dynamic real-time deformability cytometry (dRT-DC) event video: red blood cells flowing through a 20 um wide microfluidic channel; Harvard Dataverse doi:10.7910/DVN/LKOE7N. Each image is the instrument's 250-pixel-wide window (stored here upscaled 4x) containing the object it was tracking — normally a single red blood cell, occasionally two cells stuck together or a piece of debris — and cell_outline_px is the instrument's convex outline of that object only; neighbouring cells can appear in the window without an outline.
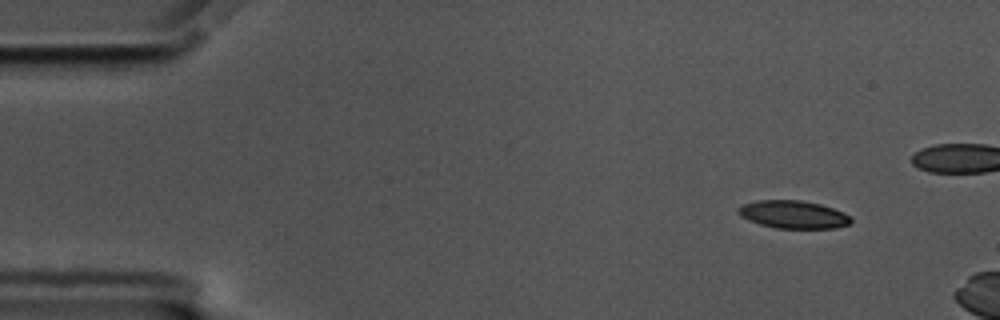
{"species": "common noctule bat (a hibernating species)", "species_latin": "Nyctalus noctula", "temperature_condition": "cold", "stored_images_in_passage": 6, "camera_frame_rate_fps": 3000, "um_per_image_px": 0.085, "animal": {"sex": "male", "body_mass_g": 17.5, "forearm_length_mm": 52.3}, "frame": {"image": 1, "passage_image": 1, "time_ms": 0.0, "image_size_px": [1000, 320], "cell_outline_px": [[852, 220], [848, 224], [836, 228], [776, 228], [760, 224], [748, 220], [740, 216], [736, 212], [736, 208], [744, 204], [756, 200], [800, 200], [820, 204], [832, 208], [852, 216]], "centroid_in_image_um": [67.4, 18.23], "position_along_channel_um": 17.6, "area_um2": 18.32}}